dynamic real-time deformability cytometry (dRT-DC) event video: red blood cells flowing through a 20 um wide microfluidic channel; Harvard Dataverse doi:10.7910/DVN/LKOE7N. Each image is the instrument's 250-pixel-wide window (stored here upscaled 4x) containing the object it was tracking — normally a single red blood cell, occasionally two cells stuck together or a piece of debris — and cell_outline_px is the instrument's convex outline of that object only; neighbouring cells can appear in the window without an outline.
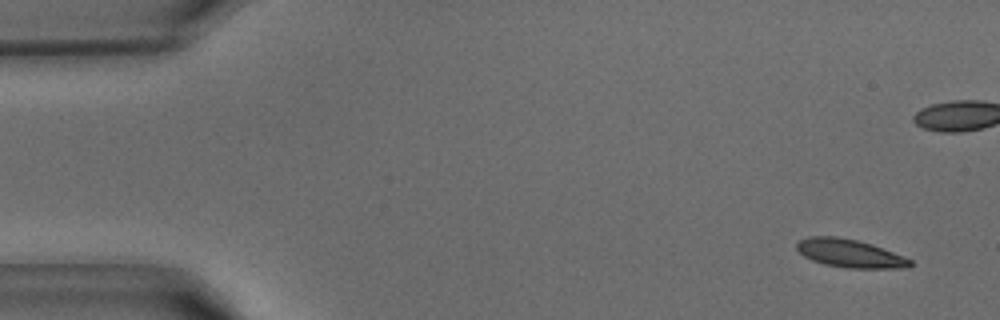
{"species": "common noctule bat (a hibernating species)", "species_latin": "Nyctalus noctula", "temperature_condition": "warm", "stored_images_in_passage": 43, "camera_frame_rate_fps": 3000, "um_per_image_px": 0.085, "animal": {"sex": "male", "body_mass_g": 15.6}, "frame": {"image": 1, "passage_image": 3, "time_ms": 0.667, "image_size_px": [1000, 320], "cell_outline_px": [[912, 264], [908, 268], [848, 268], [824, 264], [812, 260], [804, 256], [796, 248], [796, 244], [800, 240], [808, 236], [836, 236], [856, 240], [872, 244], [904, 256], [912, 260]], "centroid_in_image_um": [72.24, 21.53], "position_along_channel_um": 12.8, "area_um2": 18.61}}
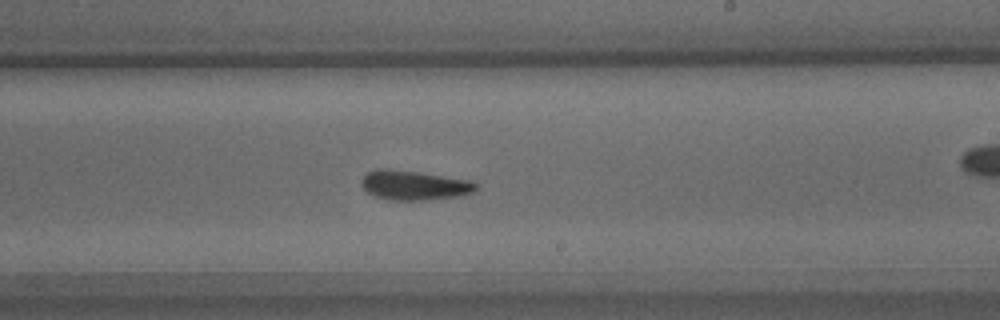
{"frame": {"image": 2, "passage_image": 25, "time_ms": 8.0, "image_size_px": [1000, 320], "cell_outline_px": [[476, 188], [472, 192], [460, 196], [432, 200], [388, 200], [376, 196], [368, 192], [360, 184], [360, 180], [368, 172], [376, 168], [388, 168], [420, 172], [472, 180], [476, 184]], "centroid_in_image_um": [35.19, 15.74], "position_along_channel_um": 253.8, "area_um2": 19.94}}
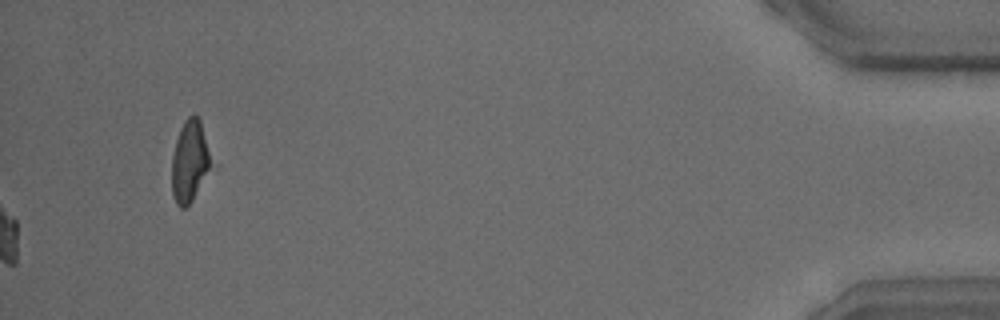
{"frame": {"image": 3, "passage_image": 43, "time_ms": 14.0, "image_size_px": [1000, 320], "cell_outline_px": [[220, 164], [192, 200], [184, 208], [180, 208], [176, 204], [172, 196], [172, 156], [176, 140], [180, 128], [184, 120], [192, 112], [200, 120]], "centroid_in_image_um": [16.28, 13.7], "position_along_channel_um": 418.9, "area_um2": 20.69}}